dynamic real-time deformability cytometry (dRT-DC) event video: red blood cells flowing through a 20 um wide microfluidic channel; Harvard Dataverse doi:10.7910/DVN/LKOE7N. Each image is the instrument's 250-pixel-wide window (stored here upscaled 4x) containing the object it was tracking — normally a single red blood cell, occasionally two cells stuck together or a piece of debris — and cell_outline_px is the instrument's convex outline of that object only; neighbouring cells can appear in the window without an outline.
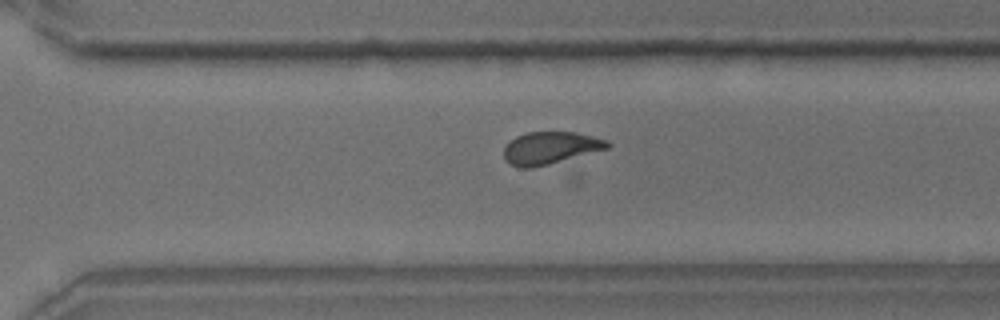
{"species": "common noctule bat (a hibernating species)", "species_latin": "Nyctalus noctula", "temperature_condition": "room temperature", "stored_images_in_passage": 65, "camera_frame_rate_fps": 3000, "um_per_image_px": 0.085, "animal": {"sex": "male", "body_mass_g": 18.8}, "frame": {"image": 1, "passage_image": 47, "time_ms": 15.333, "image_size_px": [1000, 320], "cell_outline_px": [[612, 144], [608, 148], [548, 164], [532, 168], [524, 168], [512, 164], [504, 160], [504, 148], [516, 136], [528, 132], [572, 132], [592, 136], [608, 140]], "centroid_in_image_um": [46.78, 12.57], "position_along_channel_um": 323.8, "area_um2": 19.19}}